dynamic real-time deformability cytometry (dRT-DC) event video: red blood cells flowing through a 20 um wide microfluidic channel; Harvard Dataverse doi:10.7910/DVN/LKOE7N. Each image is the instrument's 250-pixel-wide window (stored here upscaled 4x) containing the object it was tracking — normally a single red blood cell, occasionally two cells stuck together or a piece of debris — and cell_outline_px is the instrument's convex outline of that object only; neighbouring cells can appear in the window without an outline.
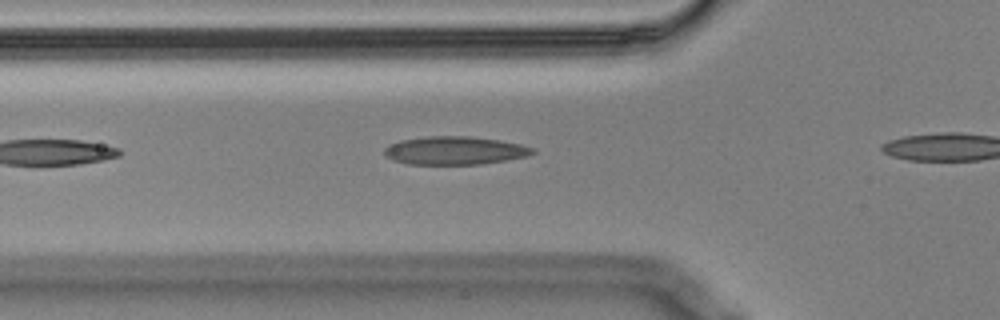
{"species": "Egyptian fruit bat (a non-hibernating species)", "species_latin": "Rousettus aegyptiacus", "temperature_condition": "cold", "stored_images_in_passage": 4, "camera_frame_rate_fps": 3000, "um_per_image_px": 0.085, "animal": {"sex": "male"}, "frame": {"image": 1, "passage_image": 3, "time_ms": 0.667, "image_size_px": [1000, 320], "cell_outline_px": [[536, 152], [528, 156], [480, 164], [408, 164], [392, 160], [384, 152], [384, 148], [388, 144], [400, 140], [428, 136], [468, 136], [500, 140], [520, 144], [536, 148]], "centroid_in_image_um": [38.66, 12.79], "position_along_channel_um": 87.1, "area_um2": 24.39}}